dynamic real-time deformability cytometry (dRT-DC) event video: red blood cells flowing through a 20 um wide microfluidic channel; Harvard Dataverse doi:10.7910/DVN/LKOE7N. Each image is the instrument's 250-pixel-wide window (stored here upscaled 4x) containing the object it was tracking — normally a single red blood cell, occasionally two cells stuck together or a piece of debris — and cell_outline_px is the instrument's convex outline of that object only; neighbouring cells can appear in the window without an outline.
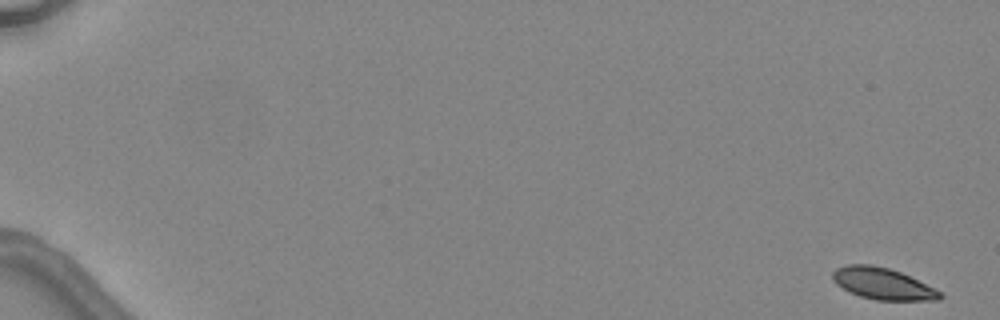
{"species": "common noctule bat (a hibernating species)", "species_latin": "Nyctalus noctula", "temperature_condition": "warm", "stored_images_in_passage": 6, "camera_frame_rate_fps": 3000, "um_per_image_px": 0.085, "animal": {"sex": "female", "body_mass_g": 24.6, "forearm_length_mm": 56.2}, "frame": {"image": 1, "passage_image": 1, "time_ms": 0.0, "image_size_px": [1000, 320], "cell_outline_px": [[944, 296], [940, 300], [876, 300], [860, 296], [848, 292], [836, 284], [832, 280], [832, 272], [836, 268], [848, 264], [872, 264], [888, 268], [900, 272], [940, 292]], "centroid_in_image_um": [74.96, 24.11], "position_along_channel_um": 10.0, "area_um2": 19.59}}
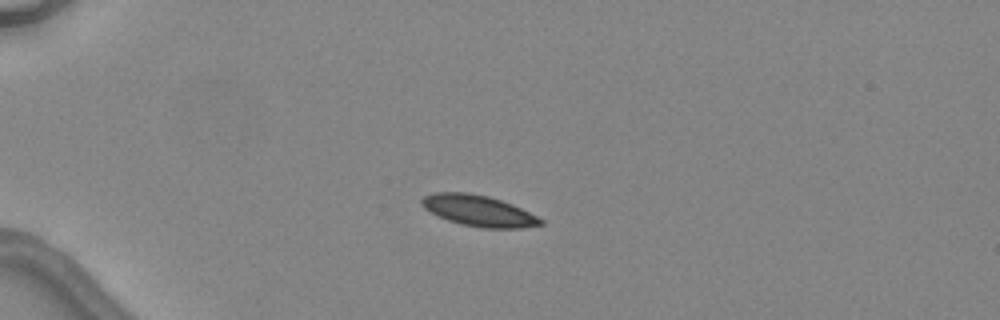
{"frame": {"image": 2, "passage_image": 4, "time_ms": 4.333, "image_size_px": [1000, 320], "cell_outline_px": [[544, 224], [520, 228], [484, 228], [460, 224], [448, 220], [424, 208], [420, 204], [420, 200], [424, 196], [436, 192], [468, 192], [488, 196], [512, 204], [544, 220]], "centroid_in_image_um": [40.67, 17.91], "position_along_channel_um": 44.3, "area_um2": 21.33}}